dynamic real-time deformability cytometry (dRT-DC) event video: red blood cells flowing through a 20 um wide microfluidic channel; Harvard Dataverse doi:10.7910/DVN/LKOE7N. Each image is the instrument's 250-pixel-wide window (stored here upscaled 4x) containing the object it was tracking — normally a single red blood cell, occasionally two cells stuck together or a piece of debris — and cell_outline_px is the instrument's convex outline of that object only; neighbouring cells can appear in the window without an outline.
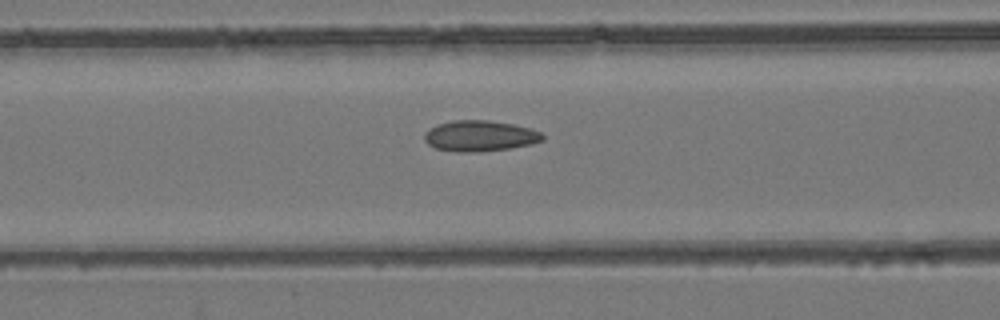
{"species": "common noctule bat (a hibernating species)", "species_latin": "Nyctalus noctula", "temperature_condition": "room temperature", "stored_images_in_passage": 53, "camera_frame_rate_fps": 3000, "um_per_image_px": 0.085, "animal": {"sex": "female", "body_mass_g": 24.6, "forearm_length_mm": 56.2}, "frame": {"image": 1, "passage_image": 22, "time_ms": 7.0, "image_size_px": [1000, 320], "cell_outline_px": [[544, 140], [532, 144], [508, 148], [476, 152], [456, 152], [436, 148], [428, 144], [424, 140], [424, 136], [428, 128], [436, 124], [452, 120], [488, 120], [512, 124], [528, 128], [540, 132], [544, 136]], "centroid_in_image_um": [40.75, 11.55], "position_along_channel_um": 125.8, "area_um2": 21.21}}
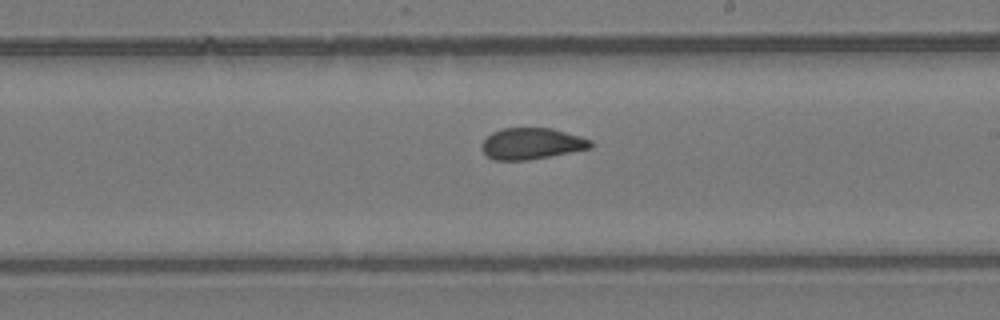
{"frame": {"image": 2, "passage_image": 31, "time_ms": 10.0, "image_size_px": [1000, 320], "cell_outline_px": [[592, 148], [528, 160], [492, 160], [480, 148], [480, 144], [492, 132], [504, 128], [552, 128], [580, 136], [592, 140]], "centroid_in_image_um": [45.18, 12.21], "position_along_channel_um": 243.8, "area_um2": 19.88}}
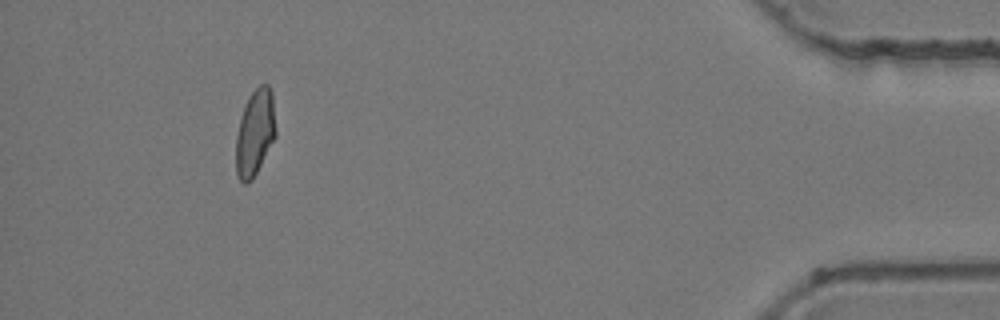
{"frame": {"image": 3, "passage_image": 49, "time_ms": 16.0, "image_size_px": [1000, 320], "cell_outline_px": [[276, 136], [252, 180], [248, 184], [244, 184], [236, 176], [236, 136], [244, 104], [248, 96], [260, 84], [268, 84], [272, 92], [276, 128]], "centroid_in_image_um": [21.67, 11.27], "position_along_channel_um": 413.5, "area_um2": 20.17}, "authors_computed_cell_mechanics": {"area_um2": 20.4612, "velocity_mm_per_s": 3.9338, "shape_relaxation_time_tau1_ms": null, "shape_relaxation_time_tau2_ms": 1.2818, "deformation_change_tau1": null, "deformation_change_tau2": 0.0631}}